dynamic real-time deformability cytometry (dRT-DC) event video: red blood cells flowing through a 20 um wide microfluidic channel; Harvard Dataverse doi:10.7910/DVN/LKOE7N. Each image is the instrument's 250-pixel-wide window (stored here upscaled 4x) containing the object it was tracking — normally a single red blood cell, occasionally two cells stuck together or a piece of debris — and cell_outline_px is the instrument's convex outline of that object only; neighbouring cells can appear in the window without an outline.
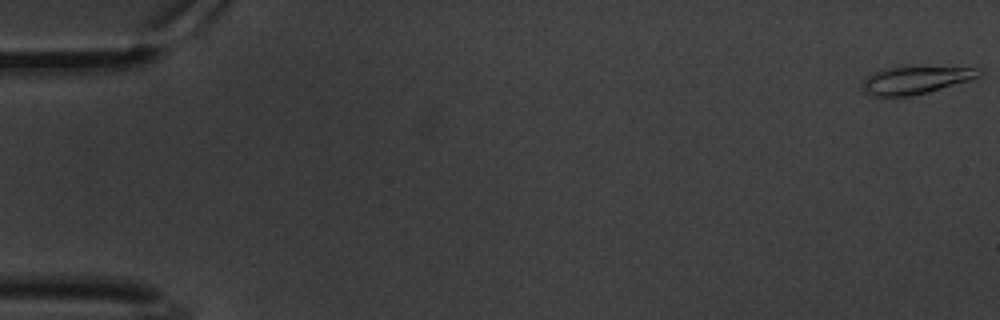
{"species": "common noctule bat (a hibernating species)", "species_latin": "Nyctalus noctula", "temperature_condition": "warm", "stored_images_in_passage": 62, "camera_frame_rate_fps": 3000, "um_per_image_px": 0.085, "animal": {"sex": "male", "body_mass_g": 20.1, "forearm_length_mm": 53.5}, "frame": {"image": 1, "passage_image": 1, "time_ms": 0.0, "image_size_px": [1000, 320], "cell_outline_px": [[980, 76], [972, 80], [928, 92], [912, 96], [876, 96], [864, 92], [860, 88], [860, 84], [868, 76], [884, 68], [904, 64], [980, 68]], "centroid_in_image_um": [77.83, 6.76], "position_along_channel_um": 7.2, "area_um2": 19.71}}
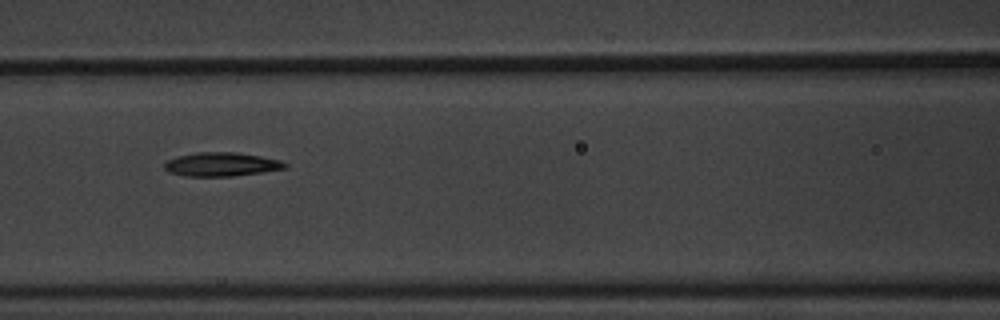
{"frame": {"image": 2, "passage_image": 28, "time_ms": 9.0, "image_size_px": [1000, 320], "cell_outline_px": [[288, 168], [232, 176], [184, 176], [168, 172], [164, 168], [164, 164], [168, 160], [176, 156], [196, 152], [236, 152], [260, 156], [280, 160], [288, 164]], "centroid_in_image_um": [18.8, 13.96], "position_along_channel_um": 147.8, "area_um2": 16.76}}
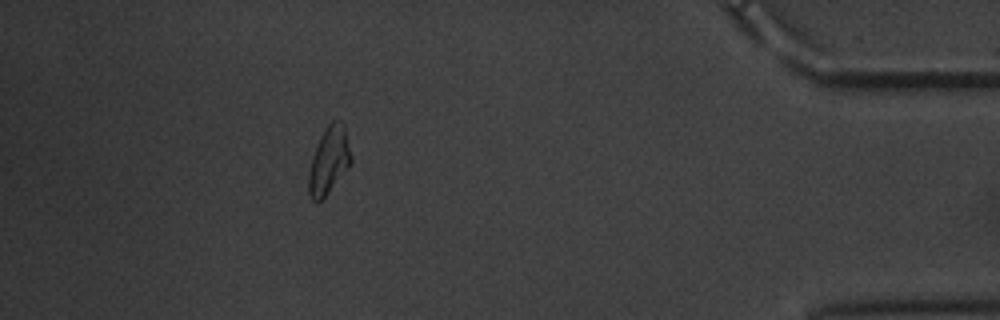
{"frame": {"image": 3, "passage_image": 56, "time_ms": 18.333, "image_size_px": [1000, 320], "cell_outline_px": [[352, 160], [328, 192], [316, 204], [312, 200], [308, 192], [308, 172], [312, 156], [320, 136], [328, 124], [332, 120], [336, 120], [344, 124], [352, 156]], "centroid_in_image_um": [27.93, 13.62], "position_along_channel_um": 407.3, "area_um2": 16.36}, "authors_computed_cell_mechanics": {"area_um2": 16.6753, "velocity_mm_per_s": 3.2922, "shape_relaxation_time_tau1_ms": 6.331, "shape_relaxation_time_tau2_ms": 8.6675, "deformation_change_tau1": 0.1907, "deformation_change_tau2": 0.1627}}